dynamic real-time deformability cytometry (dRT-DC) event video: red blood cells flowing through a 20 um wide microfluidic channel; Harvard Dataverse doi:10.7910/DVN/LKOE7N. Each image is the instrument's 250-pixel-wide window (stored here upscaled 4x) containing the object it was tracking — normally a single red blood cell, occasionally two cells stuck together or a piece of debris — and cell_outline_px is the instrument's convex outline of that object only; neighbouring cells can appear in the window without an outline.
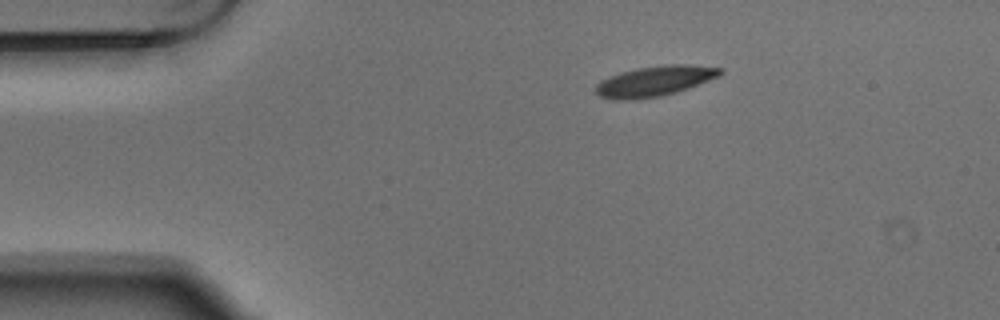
{"species": "Egyptian fruit bat (a non-hibernating species)", "species_latin": "Rousettus aegyptiacus", "temperature_condition": "warm", "stored_images_in_passage": 4, "camera_frame_rate_fps": 3000, "um_per_image_px": 0.085, "animal": {"sex": "male"}, "frame": {"image": 1, "passage_image": 1, "time_ms": 0.0, "image_size_px": [1000, 320], "cell_outline_px": [[724, 72], [720, 76], [688, 88], [676, 92], [660, 96], [628, 100], [612, 100], [600, 96], [596, 92], [596, 84], [600, 80], [620, 72], [636, 68], [668, 64], [684, 64], [724, 68]], "centroid_in_image_um": [55.65, 6.89], "position_along_channel_um": 29.4, "area_um2": 22.02}}
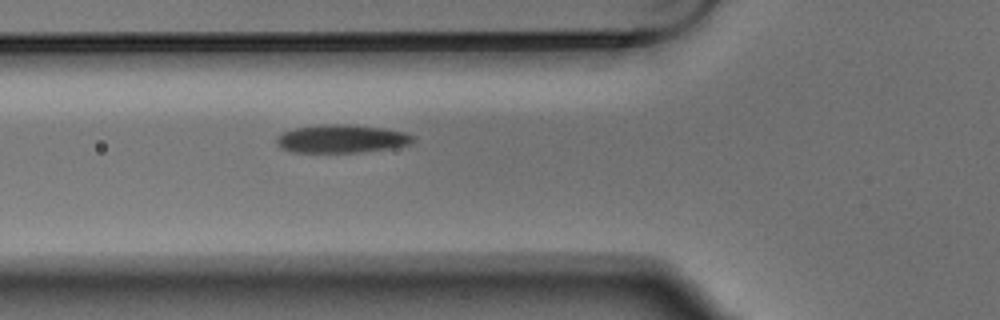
{"frame": {"image": 2, "passage_image": 4, "time_ms": 1.0, "image_size_px": [1000, 320], "cell_outline_px": [[416, 140], [408, 144], [392, 148], [360, 152], [292, 152], [280, 148], [276, 144], [276, 136], [280, 132], [296, 128], [332, 124], [344, 124], [384, 128], [404, 132], [412, 136]], "centroid_in_image_um": [28.99, 11.8], "position_along_channel_um": 96.8, "area_um2": 22.31}}